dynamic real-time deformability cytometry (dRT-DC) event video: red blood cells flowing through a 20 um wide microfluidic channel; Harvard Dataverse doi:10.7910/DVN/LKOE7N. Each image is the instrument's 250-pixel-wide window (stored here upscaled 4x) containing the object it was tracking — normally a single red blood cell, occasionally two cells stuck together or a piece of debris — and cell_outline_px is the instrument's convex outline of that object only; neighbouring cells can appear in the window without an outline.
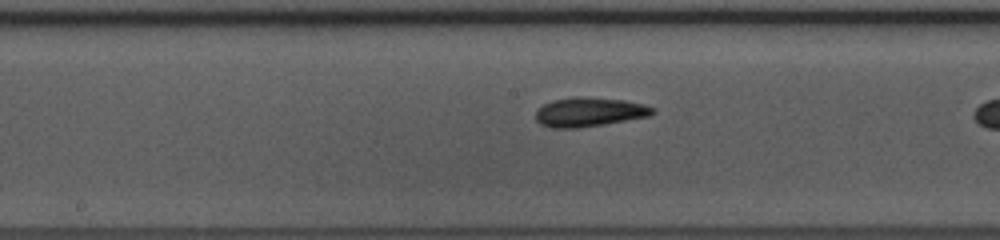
{"species": "common noctule bat (a hibernating species)", "species_latin": "Nyctalus noctula", "temperature_condition": "warm", "stored_images_in_passage": 23, "camera_frame_rate_fps": 3000, "um_per_image_px": 0.085, "animal": {"sex": "female", "body_mass_g": 10.0, "forearm_length_mm": 53.1}, "frame": {"image": 1, "passage_image": 10, "time_ms": 3.0, "image_size_px": [1000, 240], "cell_outline_px": [[656, 112], [648, 116], [604, 124], [580, 128], [548, 128], [540, 124], [536, 120], [536, 112], [544, 104], [552, 100], [576, 96], [624, 100], [644, 104], [656, 108]], "centroid_in_image_um": [50.08, 9.53], "position_along_channel_um": 198.1, "area_um2": 19.94}}